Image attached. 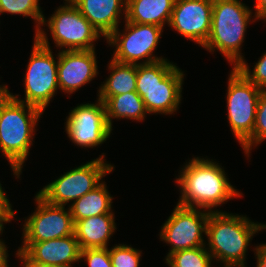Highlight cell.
Returning a JSON list of instances; mask_svg holds the SVG:
<instances>
[{
    "mask_svg": "<svg viewBox=\"0 0 266 267\" xmlns=\"http://www.w3.org/2000/svg\"><path fill=\"white\" fill-rule=\"evenodd\" d=\"M186 163L175 180L181 190L177 204L212 212L234 197H241L242 192L230 184L224 168L212 159L194 157Z\"/></svg>",
    "mask_w": 266,
    "mask_h": 267,
    "instance_id": "6da1fadb",
    "label": "cell"
},
{
    "mask_svg": "<svg viewBox=\"0 0 266 267\" xmlns=\"http://www.w3.org/2000/svg\"><path fill=\"white\" fill-rule=\"evenodd\" d=\"M266 224L252 222L248 217L223 211H212L206 225L208 247L215 261L224 267H246V252L254 234Z\"/></svg>",
    "mask_w": 266,
    "mask_h": 267,
    "instance_id": "7a4b0ae2",
    "label": "cell"
},
{
    "mask_svg": "<svg viewBox=\"0 0 266 267\" xmlns=\"http://www.w3.org/2000/svg\"><path fill=\"white\" fill-rule=\"evenodd\" d=\"M184 75L168 59L137 65L136 92L148 114L169 115L179 109Z\"/></svg>",
    "mask_w": 266,
    "mask_h": 267,
    "instance_id": "3957f363",
    "label": "cell"
},
{
    "mask_svg": "<svg viewBox=\"0 0 266 267\" xmlns=\"http://www.w3.org/2000/svg\"><path fill=\"white\" fill-rule=\"evenodd\" d=\"M252 12L241 0H213L211 32L203 48L209 52L218 50L237 67L244 60L241 47L247 25L251 19L257 21Z\"/></svg>",
    "mask_w": 266,
    "mask_h": 267,
    "instance_id": "277c9868",
    "label": "cell"
},
{
    "mask_svg": "<svg viewBox=\"0 0 266 267\" xmlns=\"http://www.w3.org/2000/svg\"><path fill=\"white\" fill-rule=\"evenodd\" d=\"M42 114L41 109L14 98L0 111V150L16 178L29 156L33 132Z\"/></svg>",
    "mask_w": 266,
    "mask_h": 267,
    "instance_id": "5b68a950",
    "label": "cell"
},
{
    "mask_svg": "<svg viewBox=\"0 0 266 267\" xmlns=\"http://www.w3.org/2000/svg\"><path fill=\"white\" fill-rule=\"evenodd\" d=\"M46 35L44 29L40 28L34 36L32 52L24 76L25 99L18 98L19 94L13 95L14 99L35 106L43 112L59 89L58 54L56 62Z\"/></svg>",
    "mask_w": 266,
    "mask_h": 267,
    "instance_id": "8992f818",
    "label": "cell"
},
{
    "mask_svg": "<svg viewBox=\"0 0 266 267\" xmlns=\"http://www.w3.org/2000/svg\"><path fill=\"white\" fill-rule=\"evenodd\" d=\"M104 156L103 153L100 157L66 172L45 185L38 194L53 205L66 206L69 202H74L97 187L103 177L113 171L114 166L106 163Z\"/></svg>",
    "mask_w": 266,
    "mask_h": 267,
    "instance_id": "52a82bcc",
    "label": "cell"
},
{
    "mask_svg": "<svg viewBox=\"0 0 266 267\" xmlns=\"http://www.w3.org/2000/svg\"><path fill=\"white\" fill-rule=\"evenodd\" d=\"M64 1L48 20L43 17L41 28L48 26L55 46L61 51L94 50V42L102 35L71 0Z\"/></svg>",
    "mask_w": 266,
    "mask_h": 267,
    "instance_id": "ba28073f",
    "label": "cell"
},
{
    "mask_svg": "<svg viewBox=\"0 0 266 267\" xmlns=\"http://www.w3.org/2000/svg\"><path fill=\"white\" fill-rule=\"evenodd\" d=\"M125 22V31L121 33L119 28L114 30L107 38V43L116 49L112 59L124 64H148L166 58L154 56V52L163 29L153 24H139ZM143 60L140 62V60Z\"/></svg>",
    "mask_w": 266,
    "mask_h": 267,
    "instance_id": "9c48e42d",
    "label": "cell"
},
{
    "mask_svg": "<svg viewBox=\"0 0 266 267\" xmlns=\"http://www.w3.org/2000/svg\"><path fill=\"white\" fill-rule=\"evenodd\" d=\"M232 68L226 93L227 118L231 131L242 145L253 134L262 89L249 81L236 67Z\"/></svg>",
    "mask_w": 266,
    "mask_h": 267,
    "instance_id": "30bf717a",
    "label": "cell"
},
{
    "mask_svg": "<svg viewBox=\"0 0 266 267\" xmlns=\"http://www.w3.org/2000/svg\"><path fill=\"white\" fill-rule=\"evenodd\" d=\"M203 210V211H201ZM210 211L177 204L161 226V241L170 244L166 258L179 250L206 246L204 235Z\"/></svg>",
    "mask_w": 266,
    "mask_h": 267,
    "instance_id": "8fae6325",
    "label": "cell"
},
{
    "mask_svg": "<svg viewBox=\"0 0 266 267\" xmlns=\"http://www.w3.org/2000/svg\"><path fill=\"white\" fill-rule=\"evenodd\" d=\"M65 131L72 143L81 148H93L103 144L113 130L107 121L103 101L78 104L67 116Z\"/></svg>",
    "mask_w": 266,
    "mask_h": 267,
    "instance_id": "7c38bea8",
    "label": "cell"
},
{
    "mask_svg": "<svg viewBox=\"0 0 266 267\" xmlns=\"http://www.w3.org/2000/svg\"><path fill=\"white\" fill-rule=\"evenodd\" d=\"M36 210L25 218L22 242H41L74 234V221L70 208L48 203L38 193Z\"/></svg>",
    "mask_w": 266,
    "mask_h": 267,
    "instance_id": "4fadbf2b",
    "label": "cell"
},
{
    "mask_svg": "<svg viewBox=\"0 0 266 267\" xmlns=\"http://www.w3.org/2000/svg\"><path fill=\"white\" fill-rule=\"evenodd\" d=\"M22 243L16 251V256L23 265L21 267L73 264L81 261V249L75 234L48 241Z\"/></svg>",
    "mask_w": 266,
    "mask_h": 267,
    "instance_id": "5bb4252c",
    "label": "cell"
},
{
    "mask_svg": "<svg viewBox=\"0 0 266 267\" xmlns=\"http://www.w3.org/2000/svg\"><path fill=\"white\" fill-rule=\"evenodd\" d=\"M213 0H175L168 26L204 46L211 32Z\"/></svg>",
    "mask_w": 266,
    "mask_h": 267,
    "instance_id": "9a60e30c",
    "label": "cell"
},
{
    "mask_svg": "<svg viewBox=\"0 0 266 267\" xmlns=\"http://www.w3.org/2000/svg\"><path fill=\"white\" fill-rule=\"evenodd\" d=\"M95 53V49L59 51L57 77L60 90L69 95L73 94L97 77Z\"/></svg>",
    "mask_w": 266,
    "mask_h": 267,
    "instance_id": "2e32d148",
    "label": "cell"
},
{
    "mask_svg": "<svg viewBox=\"0 0 266 267\" xmlns=\"http://www.w3.org/2000/svg\"><path fill=\"white\" fill-rule=\"evenodd\" d=\"M71 1L105 39L119 27L120 17L126 15V0Z\"/></svg>",
    "mask_w": 266,
    "mask_h": 267,
    "instance_id": "e0dca14e",
    "label": "cell"
},
{
    "mask_svg": "<svg viewBox=\"0 0 266 267\" xmlns=\"http://www.w3.org/2000/svg\"><path fill=\"white\" fill-rule=\"evenodd\" d=\"M116 229L115 215L104 214L77 220L74 234L81 250L108 248L109 239Z\"/></svg>",
    "mask_w": 266,
    "mask_h": 267,
    "instance_id": "ac0fdd59",
    "label": "cell"
},
{
    "mask_svg": "<svg viewBox=\"0 0 266 267\" xmlns=\"http://www.w3.org/2000/svg\"><path fill=\"white\" fill-rule=\"evenodd\" d=\"M175 0H126L124 20L164 27L169 24Z\"/></svg>",
    "mask_w": 266,
    "mask_h": 267,
    "instance_id": "d6986e66",
    "label": "cell"
},
{
    "mask_svg": "<svg viewBox=\"0 0 266 267\" xmlns=\"http://www.w3.org/2000/svg\"><path fill=\"white\" fill-rule=\"evenodd\" d=\"M110 76L98 90V99L104 103L112 96L136 91L137 65L111 61L108 64Z\"/></svg>",
    "mask_w": 266,
    "mask_h": 267,
    "instance_id": "ffe728a7",
    "label": "cell"
},
{
    "mask_svg": "<svg viewBox=\"0 0 266 267\" xmlns=\"http://www.w3.org/2000/svg\"><path fill=\"white\" fill-rule=\"evenodd\" d=\"M112 199L105 181L87 192L84 196L72 202L70 208L74 223L91 216L114 214L112 211Z\"/></svg>",
    "mask_w": 266,
    "mask_h": 267,
    "instance_id": "44dd1931",
    "label": "cell"
},
{
    "mask_svg": "<svg viewBox=\"0 0 266 267\" xmlns=\"http://www.w3.org/2000/svg\"><path fill=\"white\" fill-rule=\"evenodd\" d=\"M104 104L107 121L111 128H113V118H125L139 122L145 120L146 114H148L142 97L136 91L112 96Z\"/></svg>",
    "mask_w": 266,
    "mask_h": 267,
    "instance_id": "7402d4cb",
    "label": "cell"
},
{
    "mask_svg": "<svg viewBox=\"0 0 266 267\" xmlns=\"http://www.w3.org/2000/svg\"><path fill=\"white\" fill-rule=\"evenodd\" d=\"M205 247L179 250L165 259L173 267H212V256Z\"/></svg>",
    "mask_w": 266,
    "mask_h": 267,
    "instance_id": "603a6c76",
    "label": "cell"
},
{
    "mask_svg": "<svg viewBox=\"0 0 266 267\" xmlns=\"http://www.w3.org/2000/svg\"><path fill=\"white\" fill-rule=\"evenodd\" d=\"M40 0H0V15L10 13L11 15H22L30 17L36 22L35 34L41 28L44 14L39 6Z\"/></svg>",
    "mask_w": 266,
    "mask_h": 267,
    "instance_id": "cb8c5ba5",
    "label": "cell"
},
{
    "mask_svg": "<svg viewBox=\"0 0 266 267\" xmlns=\"http://www.w3.org/2000/svg\"><path fill=\"white\" fill-rule=\"evenodd\" d=\"M266 139V89L259 96L253 134L241 145L244 153L250 155L253 146L261 144Z\"/></svg>",
    "mask_w": 266,
    "mask_h": 267,
    "instance_id": "d4e9b609",
    "label": "cell"
},
{
    "mask_svg": "<svg viewBox=\"0 0 266 267\" xmlns=\"http://www.w3.org/2000/svg\"><path fill=\"white\" fill-rule=\"evenodd\" d=\"M142 251L131 245L119 244L109 249L112 267H139Z\"/></svg>",
    "mask_w": 266,
    "mask_h": 267,
    "instance_id": "484cf974",
    "label": "cell"
},
{
    "mask_svg": "<svg viewBox=\"0 0 266 267\" xmlns=\"http://www.w3.org/2000/svg\"><path fill=\"white\" fill-rule=\"evenodd\" d=\"M255 86L266 89V53L260 57L251 71L245 59L236 67ZM252 72V73H251Z\"/></svg>",
    "mask_w": 266,
    "mask_h": 267,
    "instance_id": "4316f807",
    "label": "cell"
},
{
    "mask_svg": "<svg viewBox=\"0 0 266 267\" xmlns=\"http://www.w3.org/2000/svg\"><path fill=\"white\" fill-rule=\"evenodd\" d=\"M85 260L88 267H112L109 248H88L81 250L80 260Z\"/></svg>",
    "mask_w": 266,
    "mask_h": 267,
    "instance_id": "83f0119b",
    "label": "cell"
},
{
    "mask_svg": "<svg viewBox=\"0 0 266 267\" xmlns=\"http://www.w3.org/2000/svg\"><path fill=\"white\" fill-rule=\"evenodd\" d=\"M1 185L2 184L0 183V209L4 210L13 219L15 216V211L12 210V205L9 202V198L2 189Z\"/></svg>",
    "mask_w": 266,
    "mask_h": 267,
    "instance_id": "f1b7e54d",
    "label": "cell"
},
{
    "mask_svg": "<svg viewBox=\"0 0 266 267\" xmlns=\"http://www.w3.org/2000/svg\"><path fill=\"white\" fill-rule=\"evenodd\" d=\"M253 251L256 253L255 256H257L256 267H266V243L256 246Z\"/></svg>",
    "mask_w": 266,
    "mask_h": 267,
    "instance_id": "f546056e",
    "label": "cell"
},
{
    "mask_svg": "<svg viewBox=\"0 0 266 267\" xmlns=\"http://www.w3.org/2000/svg\"><path fill=\"white\" fill-rule=\"evenodd\" d=\"M13 99L6 85H0V111Z\"/></svg>",
    "mask_w": 266,
    "mask_h": 267,
    "instance_id": "4dcf8cb0",
    "label": "cell"
},
{
    "mask_svg": "<svg viewBox=\"0 0 266 267\" xmlns=\"http://www.w3.org/2000/svg\"><path fill=\"white\" fill-rule=\"evenodd\" d=\"M255 16L257 20H266V0H256Z\"/></svg>",
    "mask_w": 266,
    "mask_h": 267,
    "instance_id": "1f68e13d",
    "label": "cell"
},
{
    "mask_svg": "<svg viewBox=\"0 0 266 267\" xmlns=\"http://www.w3.org/2000/svg\"><path fill=\"white\" fill-rule=\"evenodd\" d=\"M8 250L4 241L0 239V267H9L8 265Z\"/></svg>",
    "mask_w": 266,
    "mask_h": 267,
    "instance_id": "d6a6232c",
    "label": "cell"
},
{
    "mask_svg": "<svg viewBox=\"0 0 266 267\" xmlns=\"http://www.w3.org/2000/svg\"><path fill=\"white\" fill-rule=\"evenodd\" d=\"M11 221L12 218L4 210L0 209V235H2L3 229L5 228L3 227L4 224Z\"/></svg>",
    "mask_w": 266,
    "mask_h": 267,
    "instance_id": "836d02e7",
    "label": "cell"
},
{
    "mask_svg": "<svg viewBox=\"0 0 266 267\" xmlns=\"http://www.w3.org/2000/svg\"><path fill=\"white\" fill-rule=\"evenodd\" d=\"M41 267H72L71 264H53V265H46Z\"/></svg>",
    "mask_w": 266,
    "mask_h": 267,
    "instance_id": "e575fe53",
    "label": "cell"
},
{
    "mask_svg": "<svg viewBox=\"0 0 266 267\" xmlns=\"http://www.w3.org/2000/svg\"><path fill=\"white\" fill-rule=\"evenodd\" d=\"M166 264H168L169 267H173L166 259H165Z\"/></svg>",
    "mask_w": 266,
    "mask_h": 267,
    "instance_id": "d590c367",
    "label": "cell"
}]
</instances>
